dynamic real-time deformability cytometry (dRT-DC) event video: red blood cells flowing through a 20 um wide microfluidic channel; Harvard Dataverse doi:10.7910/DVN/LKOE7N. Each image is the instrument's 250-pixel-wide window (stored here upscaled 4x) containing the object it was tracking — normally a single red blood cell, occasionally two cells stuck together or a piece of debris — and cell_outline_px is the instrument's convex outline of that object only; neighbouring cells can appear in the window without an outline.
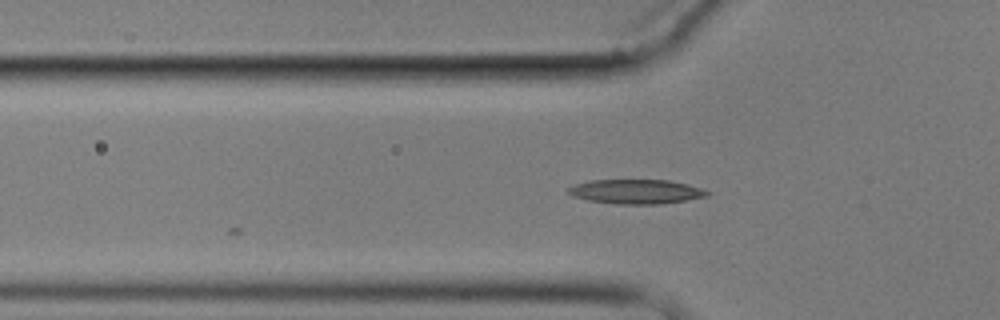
{"species": "common noctule bat (a hibernating species)", "species_latin": "Nyctalus noctula", "temperature_condition": "cold", "stored_images_in_passage": 6, "camera_frame_rate_fps": 3000, "um_per_image_px": 0.085, "animal": {"sex": "male", "body_mass_g": 17.9}, "frame": {"image": 1, "passage_image": 6, "time_ms": 6.0, "image_size_px": [1000, 320], "cell_outline_px": [[712, 192], [708, 196], [660, 204], [616, 204], [588, 200], [572, 196], [564, 188], [576, 184], [592, 180], [668, 180], [688, 184]], "centroid_in_image_um": [54.05, 16.28], "position_along_channel_um": 71.8, "area_um2": 19.77}}